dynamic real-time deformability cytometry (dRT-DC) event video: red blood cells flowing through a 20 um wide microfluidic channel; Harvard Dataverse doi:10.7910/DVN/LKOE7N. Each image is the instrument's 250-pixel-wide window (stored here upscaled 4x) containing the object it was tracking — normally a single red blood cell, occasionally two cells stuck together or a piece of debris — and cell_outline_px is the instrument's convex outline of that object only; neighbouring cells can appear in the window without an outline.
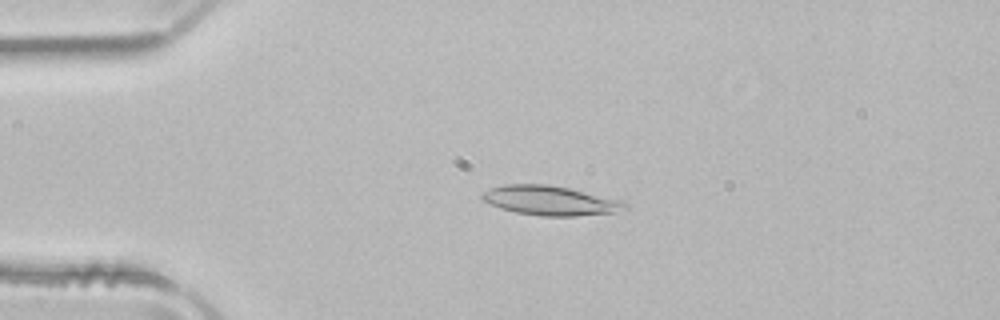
{"species": "common noctule bat (a hibernating species)", "species_latin": "Nyctalus noctula", "temperature_condition": "room temperature", "stored_images_in_passage": 51, "camera_frame_rate_fps": 3000, "um_per_image_px": 0.085, "animal": {"sex": "male", "body_mass_g": 21.5, "forearm_length_mm": 52.0}, "frame": {"image": 1, "passage_image": 11, "time_ms": 3.333, "image_size_px": [1000, 320], "cell_outline_px": [[628, 208], [616, 212], [576, 216], [540, 216], [516, 212], [500, 208], [480, 200], [480, 192], [504, 184], [548, 184], [568, 188], [620, 200], [628, 204]], "centroid_in_image_um": [46.72, 17.05], "position_along_channel_um": 38.3, "area_um2": 24.57}}
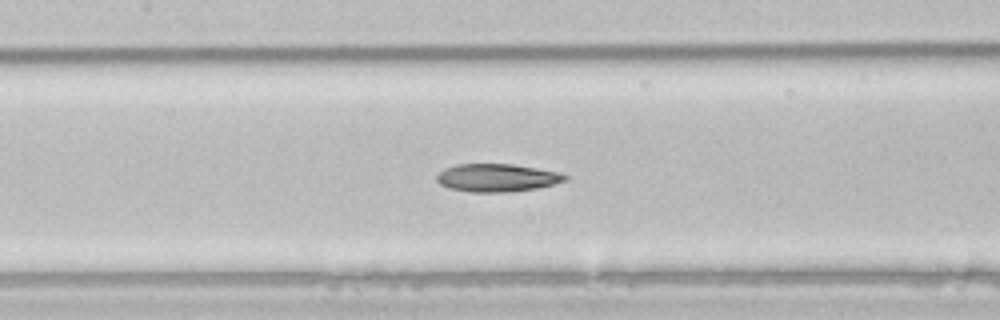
{"frame": {"image": 2, "passage_image": 23, "time_ms": 7.333, "image_size_px": [1000, 320], "cell_outline_px": [[568, 180], [536, 188], [508, 192], [468, 192], [448, 188], [440, 184], [436, 180], [436, 176], [444, 168], [456, 164], [512, 164], [560, 172], [568, 176]], "centroid_in_image_um": [42.22, 15.11], "position_along_channel_um": 165.2, "area_um2": 20.92}}
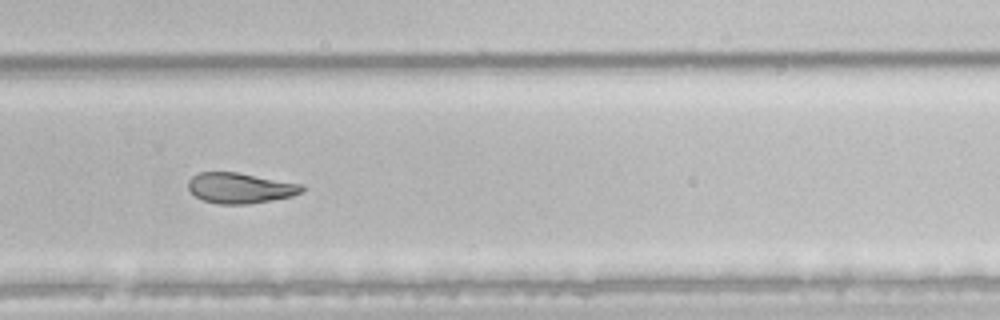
{"frame": {"image": 3, "passage_image": 34, "time_ms": 11.0, "image_size_px": [1000, 320], "cell_outline_px": [[304, 188], [300, 192], [292, 196], [272, 200], [248, 204], [220, 204], [204, 200], [196, 196], [188, 188], [188, 180], [192, 176], [200, 172], [236, 172], [304, 184]], "centroid_in_image_um": [20.42, 15.97], "position_along_channel_um": 309.4, "area_um2": 20.11}, "authors_computed_cell_mechanics": {"area_um2": 23.409, "velocity_mm_per_s": 3.9581, "shape_relaxation_time_tau1_ms": null, "shape_relaxation_time_tau2_ms": 7.5098, "deformation_change_tau1": null, "deformation_change_tau2": 0.1587}}